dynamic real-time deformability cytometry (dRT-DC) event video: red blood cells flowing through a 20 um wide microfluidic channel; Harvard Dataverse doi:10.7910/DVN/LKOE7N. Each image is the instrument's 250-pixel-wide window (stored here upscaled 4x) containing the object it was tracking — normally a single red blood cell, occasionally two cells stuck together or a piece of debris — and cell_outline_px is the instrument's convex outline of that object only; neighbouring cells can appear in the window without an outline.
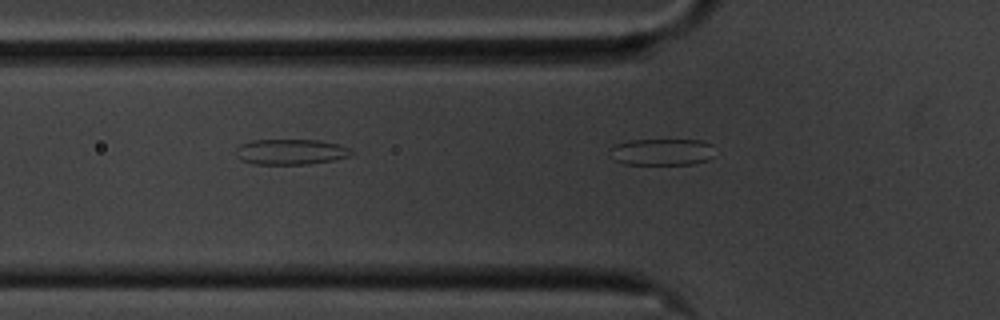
{"species": "common noctule bat (a hibernating species)", "species_latin": "Nyctalus noctula", "temperature_condition": "cold", "stored_images_in_passage": 3, "segment_of_instrument_passage": [2, 2], "camera_frame_rate_fps": 3000, "um_per_image_px": 0.085, "animal": {"sex": "male", "body_mass_g": 20.1, "forearm_length_mm": 53.5}, "frame": {"image": 1, "passage_image": 3, "time_ms": 0.667, "image_size_px": [1000, 320], "cell_outline_px": [[716, 156], [708, 160], [692, 164], [624, 164], [612, 160], [612, 148], [616, 144], [628, 140], [700, 140], [712, 144]], "centroid_in_image_um": [56.32, 12.92], "position_along_channel_um": 69.5, "area_um2": 16.47}}